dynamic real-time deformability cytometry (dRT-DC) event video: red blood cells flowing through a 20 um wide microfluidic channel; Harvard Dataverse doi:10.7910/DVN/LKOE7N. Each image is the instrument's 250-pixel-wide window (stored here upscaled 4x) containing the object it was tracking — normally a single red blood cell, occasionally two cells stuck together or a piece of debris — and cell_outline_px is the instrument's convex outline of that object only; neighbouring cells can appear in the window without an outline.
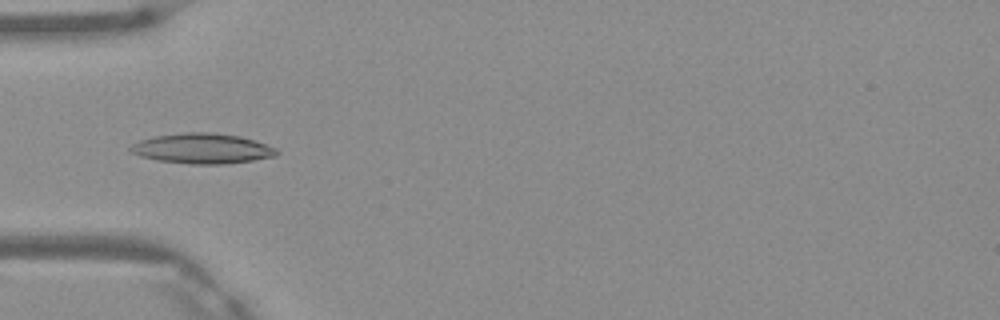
{"species": "Egyptian fruit bat (a non-hibernating species)", "species_latin": "Rousettus aegyptiacus", "temperature_condition": "warm", "stored_images_in_passage": 6, "camera_frame_rate_fps": 3000, "um_per_image_px": 0.085, "frame": {"image": 1, "passage_image": 5, "time_ms": 1.333, "image_size_px": [1000, 320], "cell_outline_px": [[280, 152], [276, 156], [252, 160], [224, 164], [188, 164], [156, 160], [140, 156], [128, 152], [128, 148], [132, 144], [140, 140], [156, 136], [184, 132], [208, 132], [240, 136], [276, 148]], "centroid_in_image_um": [17.15, 12.63], "position_along_channel_um": 67.9, "area_um2": 25.72}}
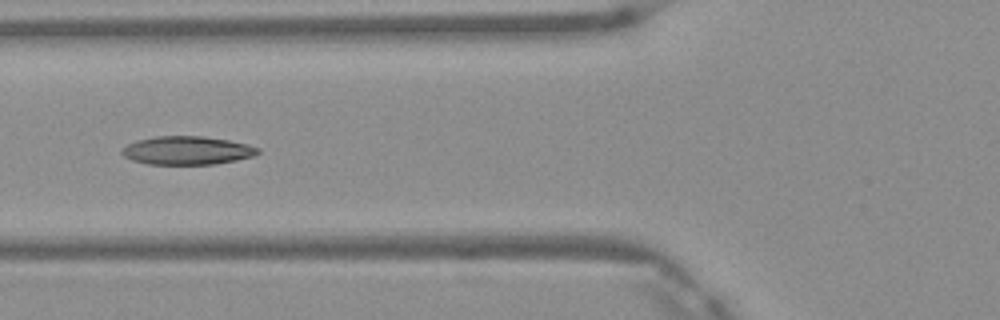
{"frame": {"image": 2, "passage_image": 6, "time_ms": 1.667, "image_size_px": [1000, 320], "cell_outline_px": [[260, 152], [252, 156], [236, 160], [216, 164], [148, 164], [132, 160], [124, 156], [120, 152], [128, 144], [136, 140], [156, 136], [200, 136], [228, 140], [248, 144], [260, 148]], "centroid_in_image_um": [15.91, 12.79], "position_along_channel_um": 109.9, "area_um2": 22.43}}